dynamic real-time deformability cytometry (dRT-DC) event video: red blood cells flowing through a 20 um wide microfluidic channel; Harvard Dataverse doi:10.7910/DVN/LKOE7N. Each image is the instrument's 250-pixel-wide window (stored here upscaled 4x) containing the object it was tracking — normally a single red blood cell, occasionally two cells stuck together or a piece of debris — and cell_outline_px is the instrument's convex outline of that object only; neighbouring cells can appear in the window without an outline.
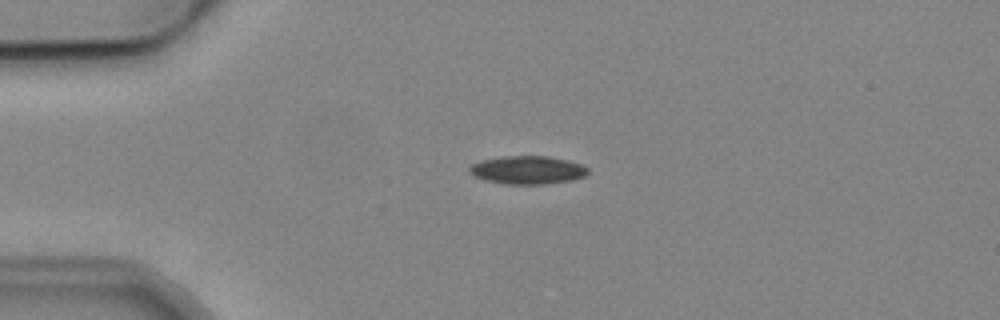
{"species": "common noctule bat (a hibernating species)", "species_latin": "Nyctalus noctula", "temperature_condition": "cold", "stored_images_in_passage": 5, "camera_frame_rate_fps": 3000, "um_per_image_px": 0.085, "animal": {"sex": "male", "body_mass_g": 19.2, "forearm_length_mm": 51.8}, "frame": {"image": 1, "passage_image": 3, "time_ms": 2.333, "image_size_px": [1000, 320], "cell_outline_px": [[588, 172], [584, 176], [572, 180], [544, 184], [504, 184], [484, 180], [468, 172], [468, 168], [472, 164], [480, 160], [504, 156], [548, 156], [568, 160], [580, 164], [588, 168]], "centroid_in_image_um": [44.82, 14.45], "position_along_channel_um": 40.2, "area_um2": 19.48}}